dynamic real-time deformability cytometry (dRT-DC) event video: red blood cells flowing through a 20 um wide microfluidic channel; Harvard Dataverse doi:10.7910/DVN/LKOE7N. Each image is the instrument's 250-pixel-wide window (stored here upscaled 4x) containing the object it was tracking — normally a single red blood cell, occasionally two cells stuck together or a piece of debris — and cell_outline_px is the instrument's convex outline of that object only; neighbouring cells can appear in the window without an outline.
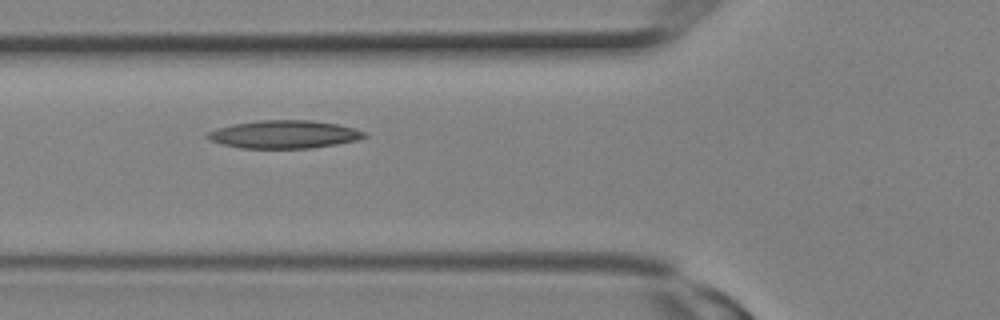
{"species": "Egyptian fruit bat (a non-hibernating species)", "species_latin": "Rousettus aegyptiacus", "temperature_condition": "room temperature", "stored_images_in_passage": 2, "camera_frame_rate_fps": 3000, "um_per_image_px": 0.085, "animal": {"sex": "female"}, "frame": {"image": 1, "passage_image": 2, "time_ms": 0.333, "image_size_px": [1000, 320], "cell_outline_px": [[368, 136], [356, 140], [336, 144], [312, 148], [240, 148], [224, 144], [212, 140], [204, 136], [208, 132], [216, 128], [232, 124], [260, 120], [312, 120], [336, 124], [352, 128], [364, 132]], "centroid_in_image_um": [24.13, 11.42], "position_along_channel_um": 101.7, "area_um2": 25.37}}